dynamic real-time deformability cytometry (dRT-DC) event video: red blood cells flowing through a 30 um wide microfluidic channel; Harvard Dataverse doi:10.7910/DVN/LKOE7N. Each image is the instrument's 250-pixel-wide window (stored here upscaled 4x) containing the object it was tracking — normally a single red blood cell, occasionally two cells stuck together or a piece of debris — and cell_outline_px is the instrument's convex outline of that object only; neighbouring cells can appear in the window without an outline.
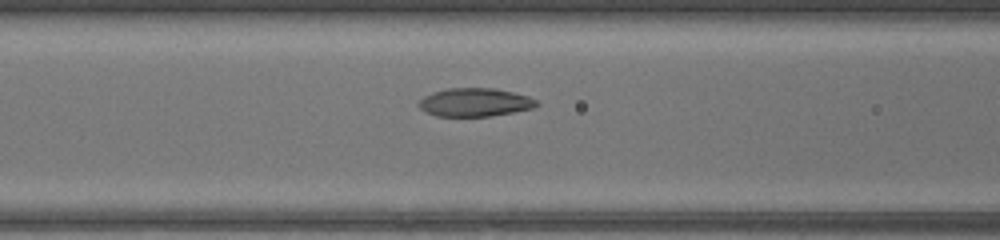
{"species": "common noctule bat (a hibernating species)", "species_latin": "Nyctalus noctula", "temperature_condition": "warm", "stored_images_in_passage": 26, "camera_frame_rate_fps": 3000, "um_per_image_px": 0.085, "animal": {"sex": "female", "body_mass_g": 17.0, "forearm_length_mm": 48.0}, "frame": {"image": 1, "passage_image": 5, "time_ms": 1.333, "image_size_px": [1000, 240], "cell_outline_px": [[540, 104], [532, 108], [512, 112], [488, 116], [436, 116], [424, 112], [416, 104], [424, 96], [432, 92], [448, 88], [496, 88], [528, 96], [536, 100]], "centroid_in_image_um": [40.32, 8.69], "position_along_channel_um": 126.3, "area_um2": 19.48}}
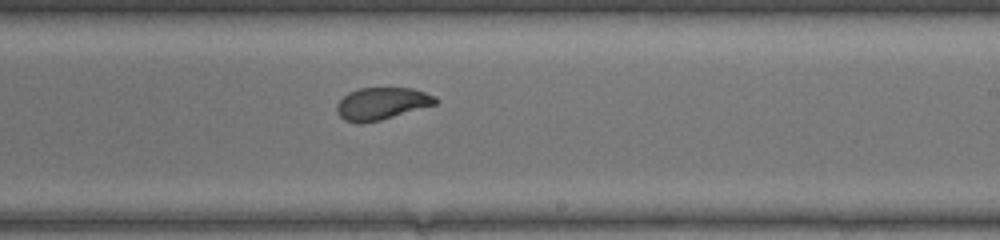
{"frame": {"image": 2, "passage_image": 14, "time_ms": 4.333, "image_size_px": [1000, 240], "cell_outline_px": [[440, 100], [436, 104], [380, 120], [364, 124], [356, 124], [344, 120], [336, 112], [336, 104], [348, 92], [360, 88], [412, 88], [436, 96]], "centroid_in_image_um": [32.43, 8.81], "position_along_channel_um": 256.6, "area_um2": 18.67}}
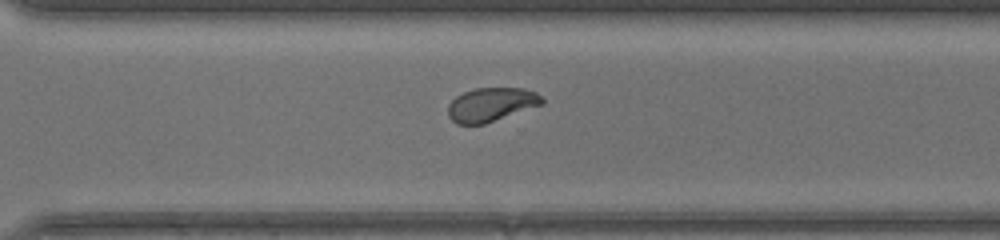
{"frame": {"image": 3, "passage_image": 19, "time_ms": 6.0, "image_size_px": [1000, 240], "cell_outline_px": [[544, 104], [484, 124], [456, 124], [448, 116], [448, 104], [456, 96], [464, 92], [476, 88], [524, 88], [536, 92], [544, 100]], "centroid_in_image_um": [41.75, 8.89], "position_along_channel_um": 328.8, "area_um2": 18.55}}